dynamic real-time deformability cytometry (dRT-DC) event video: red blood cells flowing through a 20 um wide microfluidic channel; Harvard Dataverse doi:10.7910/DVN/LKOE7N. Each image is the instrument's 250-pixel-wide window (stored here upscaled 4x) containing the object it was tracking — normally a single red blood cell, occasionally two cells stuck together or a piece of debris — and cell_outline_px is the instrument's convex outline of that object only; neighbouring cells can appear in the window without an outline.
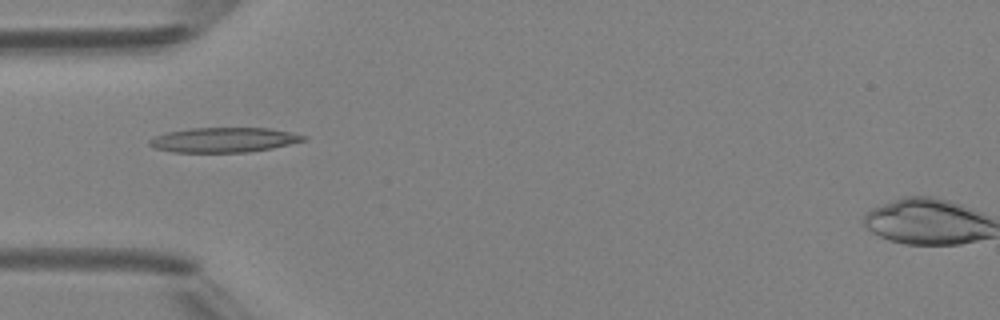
{"species": "Egyptian fruit bat (a non-hibernating species)", "species_latin": "Rousettus aegyptiacus", "temperature_condition": "room temperature", "stored_images_in_passage": 6, "camera_frame_rate_fps": 3000, "um_per_image_px": 0.085, "animal": {"sex": "female"}, "frame": {"image": 1, "passage_image": 5, "time_ms": 4.667, "image_size_px": [1000, 320], "cell_outline_px": [[308, 140], [272, 148], [248, 152], [172, 152], [156, 148], [148, 144], [148, 140], [156, 136], [168, 132], [192, 128], [268, 128], [308, 136]], "centroid_in_image_um": [19.05, 11.89], "position_along_channel_um": 66.0, "area_um2": 22.14}}
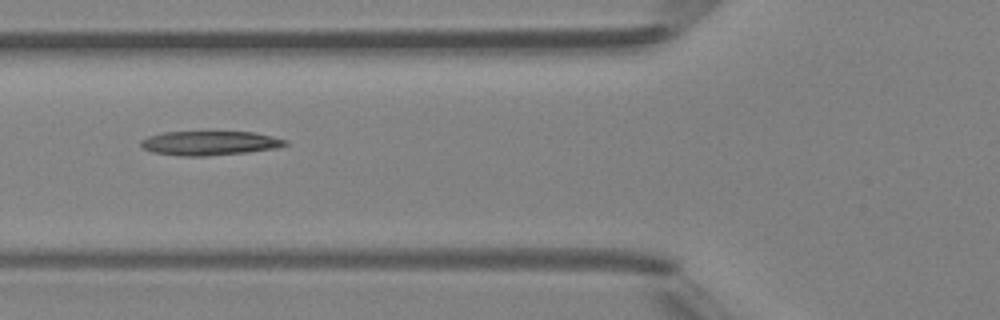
{"frame": {"image": 2, "passage_image": 6, "time_ms": 5.667, "image_size_px": [1000, 320], "cell_outline_px": [[288, 144], [276, 148], [248, 152], [204, 156], [180, 156], [152, 152], [144, 148], [140, 144], [140, 140], [148, 136], [164, 132], [252, 132], [272, 136], [288, 140]], "centroid_in_image_um": [17.82, 12.16], "position_along_channel_um": 108.0, "area_um2": 20.35}}